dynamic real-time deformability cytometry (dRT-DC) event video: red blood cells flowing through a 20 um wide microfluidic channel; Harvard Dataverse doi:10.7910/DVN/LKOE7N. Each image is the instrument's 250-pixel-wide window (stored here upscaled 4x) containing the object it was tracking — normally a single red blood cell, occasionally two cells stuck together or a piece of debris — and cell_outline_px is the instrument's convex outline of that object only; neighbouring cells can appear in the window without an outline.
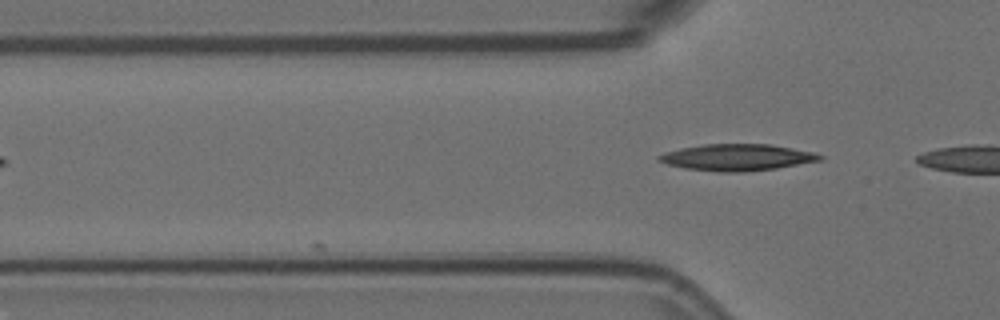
{"species": "Egyptian fruit bat (a non-hibernating species)", "species_latin": "Rousettus aegyptiacus", "temperature_condition": "room temperature", "stored_images_in_passage": 5, "camera_frame_rate_fps": 3000, "um_per_image_px": 0.085, "animal": {"sex": "female"}, "frame": {"image": 1, "passage_image": 5, "time_ms": 1.333, "image_size_px": [1000, 320], "cell_outline_px": [[824, 160], [776, 168], [744, 172], [720, 172], [684, 168], [668, 164], [656, 160], [656, 156], [664, 152], [680, 148], [704, 144], [772, 144], [812, 152], [824, 156]], "centroid_in_image_um": [62.64, 13.37], "position_along_channel_um": 63.2, "area_um2": 25.03}}